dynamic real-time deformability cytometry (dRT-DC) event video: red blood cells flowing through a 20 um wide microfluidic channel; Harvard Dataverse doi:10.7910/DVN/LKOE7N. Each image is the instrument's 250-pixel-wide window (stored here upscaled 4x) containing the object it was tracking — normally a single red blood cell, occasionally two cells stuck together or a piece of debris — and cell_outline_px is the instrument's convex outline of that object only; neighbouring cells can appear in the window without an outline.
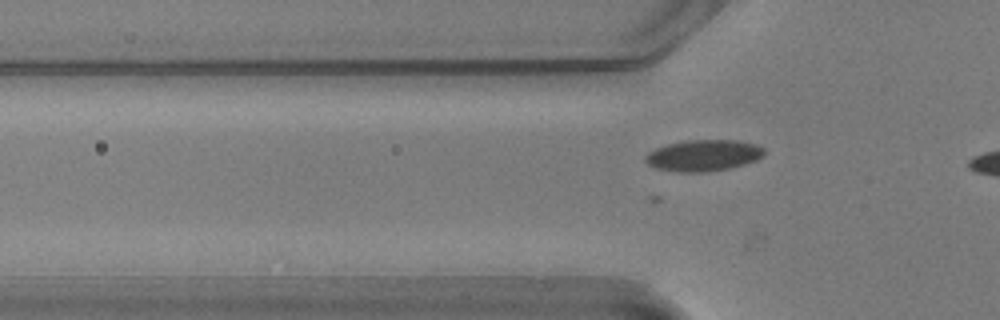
{"species": "common noctule bat (a hibernating species)", "species_latin": "Nyctalus noctula", "temperature_condition": "warm", "stored_images_in_passage": 16, "camera_frame_rate_fps": 3000, "um_per_image_px": 0.085, "animal": {"sex": "male", "body_mass_g": 20.5, "forearm_length_mm": 52.5}, "frame": {"image": 1, "passage_image": 6, "time_ms": 1.667, "image_size_px": [1000, 320], "cell_outline_px": [[764, 156], [756, 160], [744, 164], [728, 168], [708, 172], [676, 172], [656, 168], [648, 164], [644, 160], [644, 156], [648, 152], [656, 148], [668, 144], [688, 140], [736, 140], [756, 144], [764, 148]], "centroid_in_image_um": [59.78, 13.21], "position_along_channel_um": 66.0, "area_um2": 21.73}}
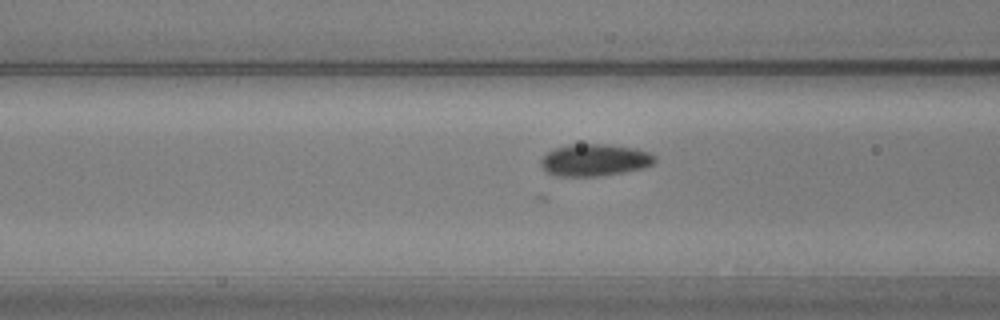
{"frame": {"image": 2, "passage_image": 10, "time_ms": 3.0, "image_size_px": [1000, 320], "cell_outline_px": [[656, 160], [652, 164], [644, 168], [624, 172], [600, 176], [552, 176], [540, 164], [540, 160], [548, 152], [556, 148], [568, 144], [604, 144], [636, 148], [648, 152], [656, 156]], "centroid_in_image_um": [50.56, 13.6], "position_along_channel_um": 116.0, "area_um2": 21.33}}
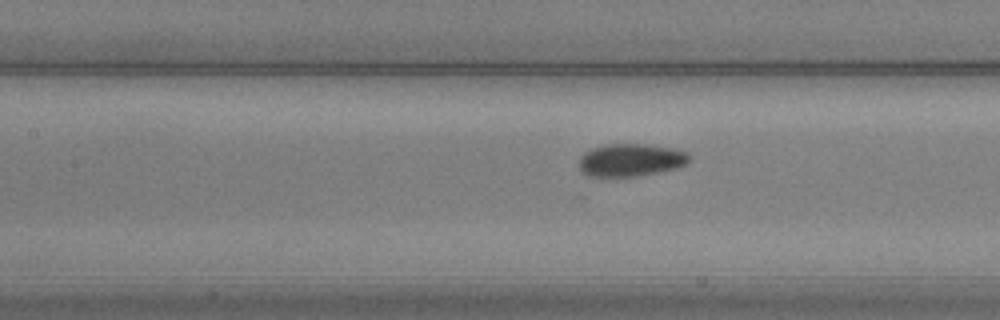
{"frame": {"image": 3, "passage_image": 13, "time_ms": 4.0, "image_size_px": [1000, 320], "cell_outline_px": [[688, 164], [676, 168], [660, 172], [636, 176], [588, 176], [580, 172], [580, 156], [584, 152], [592, 148], [608, 144], [644, 144], [672, 148], [688, 152]], "centroid_in_image_um": [53.6, 13.6], "position_along_channel_um": 153.8, "area_um2": 20.98}}